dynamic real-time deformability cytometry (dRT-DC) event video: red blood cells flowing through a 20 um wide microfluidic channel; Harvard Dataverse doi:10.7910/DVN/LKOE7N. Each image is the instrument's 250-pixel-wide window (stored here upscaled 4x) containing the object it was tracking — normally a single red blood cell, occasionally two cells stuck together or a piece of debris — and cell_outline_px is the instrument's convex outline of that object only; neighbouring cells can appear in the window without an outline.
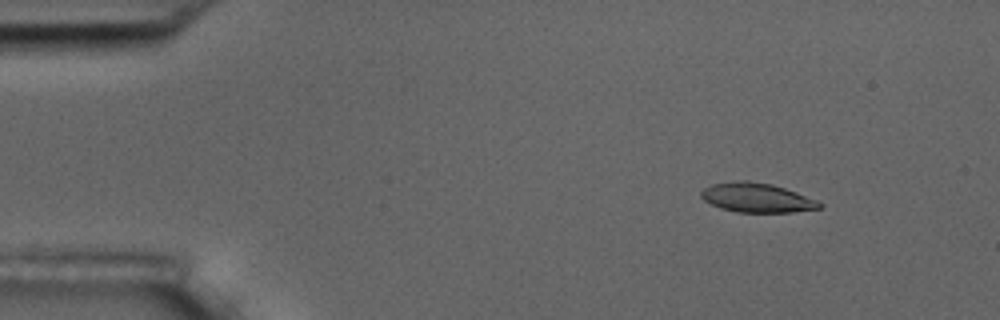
{"species": "common noctule bat (a hibernating species)", "species_latin": "Nyctalus noctula", "temperature_condition": "room temperature", "stored_images_in_passage": 11, "camera_frame_rate_fps": 3000, "um_per_image_px": 0.085, "animal": {"sex": "male", "body_mass_g": 17.5, "forearm_length_mm": 52.3}, "frame": {"image": 1, "passage_image": 2, "time_ms": 2.0, "image_size_px": [1000, 320], "cell_outline_px": [[824, 204], [820, 208], [792, 212], [736, 212], [720, 208], [704, 200], [700, 196], [700, 192], [704, 188], [712, 184], [736, 180], [748, 180], [772, 184], [796, 192], [816, 200]], "centroid_in_image_um": [64.31, 16.8], "position_along_channel_um": 20.7, "area_um2": 20.23}}
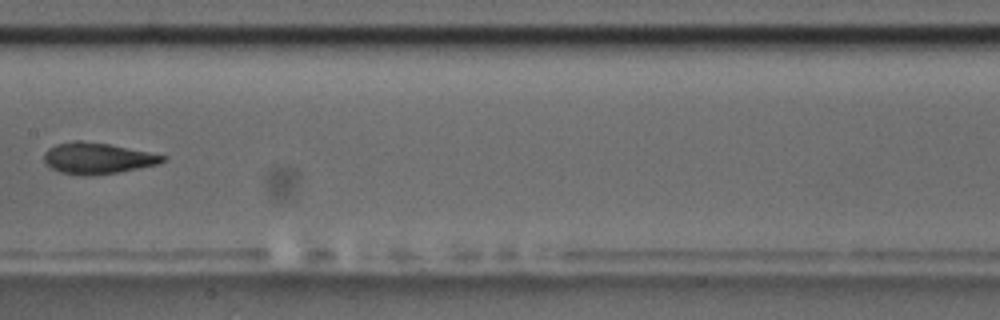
{"frame": {"image": 2, "passage_image": 8, "time_ms": 9.333, "image_size_px": [1000, 320], "cell_outline_px": [[168, 160], [160, 164], [120, 172], [88, 176], [80, 176], [60, 172], [44, 164], [44, 152], [48, 148], [56, 144], [72, 140], [80, 140], [108, 144], [168, 156]], "centroid_in_image_um": [8.28, 13.46], "position_along_channel_um": 199.1, "area_um2": 21.85}}
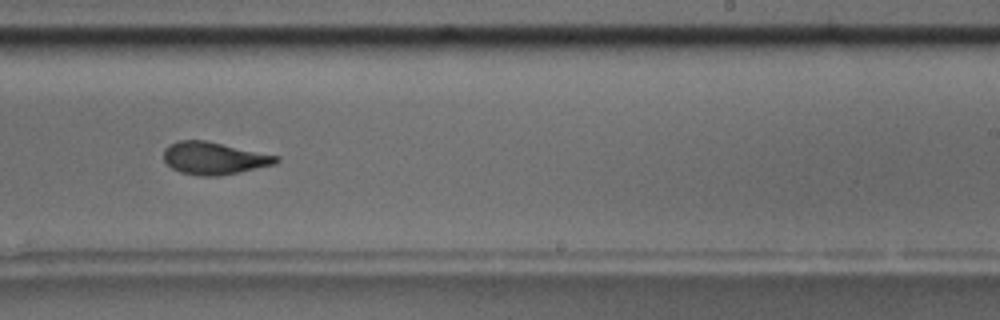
{"frame": {"image": 3, "passage_image": 10, "time_ms": 11.333, "image_size_px": [1000, 320], "cell_outline_px": [[280, 160], [276, 164], [240, 172], [220, 176], [200, 176], [180, 172], [172, 168], [164, 160], [164, 148], [168, 144], [176, 140], [204, 140], [280, 156]], "centroid_in_image_um": [18.19, 13.45], "position_along_channel_um": 270.8, "area_um2": 21.39}}